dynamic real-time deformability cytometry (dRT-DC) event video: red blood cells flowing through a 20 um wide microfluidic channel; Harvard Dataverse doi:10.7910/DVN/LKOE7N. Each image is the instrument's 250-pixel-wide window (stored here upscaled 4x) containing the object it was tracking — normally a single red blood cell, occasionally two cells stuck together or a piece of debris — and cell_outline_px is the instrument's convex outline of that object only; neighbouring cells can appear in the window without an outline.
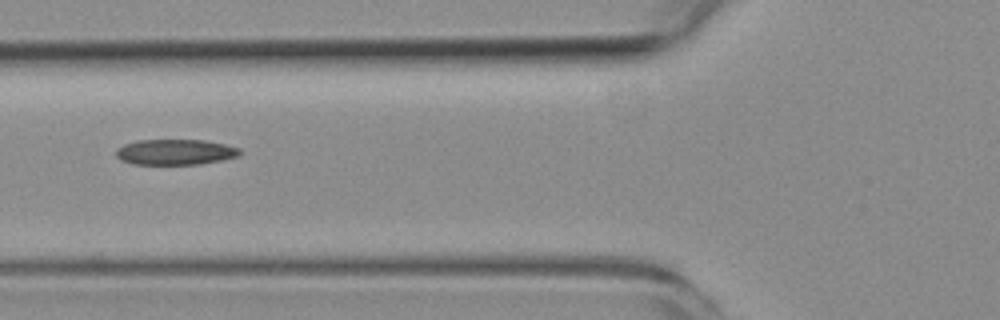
{"species": "common noctule bat (a hibernating species)", "species_latin": "Nyctalus noctula", "temperature_condition": "room temperature", "stored_images_in_passage": 6, "camera_frame_rate_fps": 3000, "um_per_image_px": 0.085, "animal": {"sex": "female", "body_mass_g": 19.3, "forearm_length_mm": 54.1}, "frame": {"image": 1, "passage_image": 5, "time_ms": 4.667, "image_size_px": [1000, 320], "cell_outline_px": [[240, 156], [224, 160], [200, 164], [132, 164], [120, 160], [116, 156], [116, 148], [124, 144], [136, 140], [204, 140], [224, 144], [240, 148]], "centroid_in_image_um": [14.89, 12.92], "position_along_channel_um": 110.9, "area_um2": 18.61}}
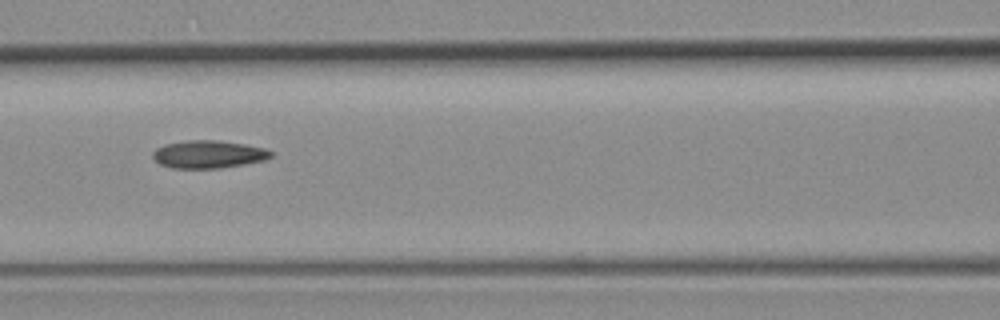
{"frame": {"image": 2, "passage_image": 6, "time_ms": 5.667, "image_size_px": [1000, 320], "cell_outline_px": [[272, 156], [264, 160], [244, 164], [220, 168], [172, 168], [160, 164], [152, 156], [152, 152], [156, 148], [164, 144], [188, 140], [216, 140], [244, 144], [264, 148], [272, 152]], "centroid_in_image_um": [17.69, 13.11], "position_along_channel_um": 148.9, "area_um2": 19.02}}